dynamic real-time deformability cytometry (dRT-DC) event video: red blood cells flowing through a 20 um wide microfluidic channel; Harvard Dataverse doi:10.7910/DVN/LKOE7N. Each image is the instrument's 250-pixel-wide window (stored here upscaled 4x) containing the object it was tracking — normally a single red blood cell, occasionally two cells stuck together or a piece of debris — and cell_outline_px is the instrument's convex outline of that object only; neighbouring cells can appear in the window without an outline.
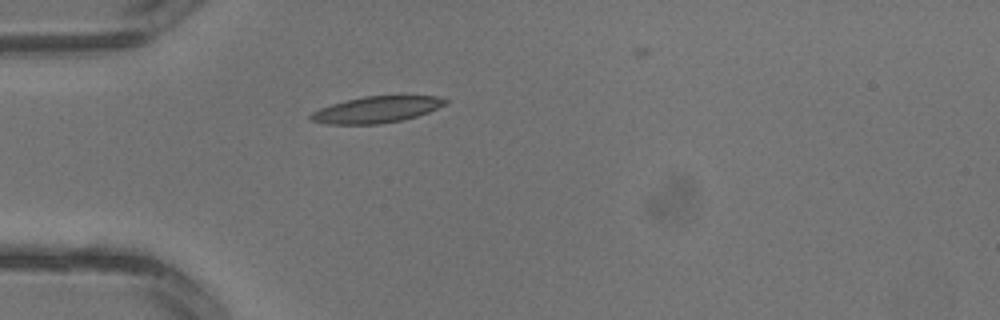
{"species": "common noctule bat (a hibernating species)", "species_latin": "Nyctalus noctula", "temperature_condition": "warm", "stored_images_in_passage": 2, "camera_frame_rate_fps": 3000, "um_per_image_px": 0.085, "animal": {"sex": "male", "body_mass_g": 13.3}, "frame": {"image": 1, "passage_image": 2, "time_ms": 0.333, "image_size_px": [1000, 320], "cell_outline_px": [[448, 104], [428, 112], [416, 116], [400, 120], [380, 124], [324, 124], [312, 120], [308, 116], [312, 112], [320, 108], [332, 104], [364, 96], [436, 96], [448, 100]], "centroid_in_image_um": [32.01, 9.32], "position_along_channel_um": 53.0, "area_um2": 20.52}}